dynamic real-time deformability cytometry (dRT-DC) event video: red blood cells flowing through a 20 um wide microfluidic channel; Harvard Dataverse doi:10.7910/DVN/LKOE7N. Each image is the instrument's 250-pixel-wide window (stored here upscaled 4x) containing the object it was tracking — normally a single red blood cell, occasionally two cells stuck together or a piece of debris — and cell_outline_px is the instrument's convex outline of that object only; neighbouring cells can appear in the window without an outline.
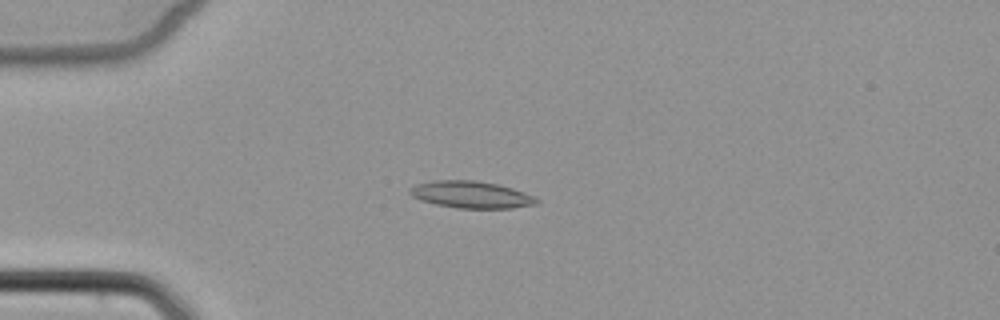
{"species": "common noctule bat (a hibernating species)", "species_latin": "Nyctalus noctula", "temperature_condition": "cold", "stored_images_in_passage": 4, "camera_frame_rate_fps": 3000, "um_per_image_px": 0.085, "animal": {"sex": "female", "body_mass_g": 22.7, "forearm_length_mm": 54.2}, "frame": {"image": 1, "passage_image": 4, "time_ms": 3.667, "image_size_px": [1000, 320], "cell_outline_px": [[540, 204], [512, 208], [456, 208], [436, 204], [420, 200], [412, 196], [408, 192], [408, 188], [416, 184], [436, 180], [472, 180], [496, 184], [512, 188], [524, 192], [540, 200]], "centroid_in_image_um": [40.04, 16.55], "position_along_channel_um": 45.0, "area_um2": 19.94}}